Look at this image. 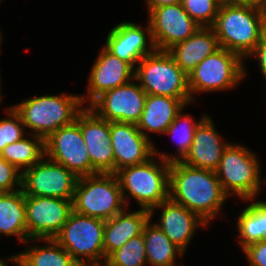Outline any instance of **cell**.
Instances as JSON below:
<instances>
[{"instance_id": "1", "label": "cell", "mask_w": 266, "mask_h": 266, "mask_svg": "<svg viewBox=\"0 0 266 266\" xmlns=\"http://www.w3.org/2000/svg\"><path fill=\"white\" fill-rule=\"evenodd\" d=\"M228 197L215 171L191 167L181 161L170 163L169 198L195 212L207 224L219 216Z\"/></svg>"}, {"instance_id": "2", "label": "cell", "mask_w": 266, "mask_h": 266, "mask_svg": "<svg viewBox=\"0 0 266 266\" xmlns=\"http://www.w3.org/2000/svg\"><path fill=\"white\" fill-rule=\"evenodd\" d=\"M211 28L220 47L246 60L266 33V18L255 5L222 3Z\"/></svg>"}, {"instance_id": "3", "label": "cell", "mask_w": 266, "mask_h": 266, "mask_svg": "<svg viewBox=\"0 0 266 266\" xmlns=\"http://www.w3.org/2000/svg\"><path fill=\"white\" fill-rule=\"evenodd\" d=\"M85 106L80 94L69 95L61 92L59 96L46 94L23 99V102L12 107L29 129L27 132L45 140L59 128L72 124Z\"/></svg>"}, {"instance_id": "4", "label": "cell", "mask_w": 266, "mask_h": 266, "mask_svg": "<svg viewBox=\"0 0 266 266\" xmlns=\"http://www.w3.org/2000/svg\"><path fill=\"white\" fill-rule=\"evenodd\" d=\"M155 157L145 163L122 168L116 173L127 207L131 197L141 209L149 211L169 198L170 162L157 156L158 162Z\"/></svg>"}, {"instance_id": "5", "label": "cell", "mask_w": 266, "mask_h": 266, "mask_svg": "<svg viewBox=\"0 0 266 266\" xmlns=\"http://www.w3.org/2000/svg\"><path fill=\"white\" fill-rule=\"evenodd\" d=\"M72 207L79 214L104 221L122 212L126 205L117 175L97 173L78 177Z\"/></svg>"}, {"instance_id": "6", "label": "cell", "mask_w": 266, "mask_h": 266, "mask_svg": "<svg viewBox=\"0 0 266 266\" xmlns=\"http://www.w3.org/2000/svg\"><path fill=\"white\" fill-rule=\"evenodd\" d=\"M249 148L229 143L225 148L216 175L224 192L241 200L256 198L262 189L261 163ZM263 181V182H262Z\"/></svg>"}, {"instance_id": "7", "label": "cell", "mask_w": 266, "mask_h": 266, "mask_svg": "<svg viewBox=\"0 0 266 266\" xmlns=\"http://www.w3.org/2000/svg\"><path fill=\"white\" fill-rule=\"evenodd\" d=\"M135 79L147 94L192 100L188 75L167 51L144 56L135 68Z\"/></svg>"}, {"instance_id": "8", "label": "cell", "mask_w": 266, "mask_h": 266, "mask_svg": "<svg viewBox=\"0 0 266 266\" xmlns=\"http://www.w3.org/2000/svg\"><path fill=\"white\" fill-rule=\"evenodd\" d=\"M244 62L238 54L223 47L207 56L188 74L192 102L198 92H220L239 85L246 76Z\"/></svg>"}, {"instance_id": "9", "label": "cell", "mask_w": 266, "mask_h": 266, "mask_svg": "<svg viewBox=\"0 0 266 266\" xmlns=\"http://www.w3.org/2000/svg\"><path fill=\"white\" fill-rule=\"evenodd\" d=\"M104 227V220L72 210L67 222L54 239L80 266L101 263L102 259V262H105Z\"/></svg>"}, {"instance_id": "10", "label": "cell", "mask_w": 266, "mask_h": 266, "mask_svg": "<svg viewBox=\"0 0 266 266\" xmlns=\"http://www.w3.org/2000/svg\"><path fill=\"white\" fill-rule=\"evenodd\" d=\"M77 180L72 171L44 156L22 172L21 189L25 196L73 199Z\"/></svg>"}, {"instance_id": "11", "label": "cell", "mask_w": 266, "mask_h": 266, "mask_svg": "<svg viewBox=\"0 0 266 266\" xmlns=\"http://www.w3.org/2000/svg\"><path fill=\"white\" fill-rule=\"evenodd\" d=\"M45 156L77 177L92 175V164L80 130V112L72 124L59 128L45 139Z\"/></svg>"}, {"instance_id": "12", "label": "cell", "mask_w": 266, "mask_h": 266, "mask_svg": "<svg viewBox=\"0 0 266 266\" xmlns=\"http://www.w3.org/2000/svg\"><path fill=\"white\" fill-rule=\"evenodd\" d=\"M73 199L25 196V217L29 239L54 238L73 210Z\"/></svg>"}, {"instance_id": "13", "label": "cell", "mask_w": 266, "mask_h": 266, "mask_svg": "<svg viewBox=\"0 0 266 266\" xmlns=\"http://www.w3.org/2000/svg\"><path fill=\"white\" fill-rule=\"evenodd\" d=\"M132 79L98 96L88 107L109 122L135 123L144 109L147 93Z\"/></svg>"}, {"instance_id": "14", "label": "cell", "mask_w": 266, "mask_h": 266, "mask_svg": "<svg viewBox=\"0 0 266 266\" xmlns=\"http://www.w3.org/2000/svg\"><path fill=\"white\" fill-rule=\"evenodd\" d=\"M156 50L167 51L192 36L201 26L184 10L182 3L163 5L148 13Z\"/></svg>"}, {"instance_id": "15", "label": "cell", "mask_w": 266, "mask_h": 266, "mask_svg": "<svg viewBox=\"0 0 266 266\" xmlns=\"http://www.w3.org/2000/svg\"><path fill=\"white\" fill-rule=\"evenodd\" d=\"M80 130L92 164V175L114 173V150L111 146L110 122L85 106L80 111Z\"/></svg>"}, {"instance_id": "16", "label": "cell", "mask_w": 266, "mask_h": 266, "mask_svg": "<svg viewBox=\"0 0 266 266\" xmlns=\"http://www.w3.org/2000/svg\"><path fill=\"white\" fill-rule=\"evenodd\" d=\"M110 135L115 174L122 168L145 163L155 155L154 142L135 123L110 122Z\"/></svg>"}, {"instance_id": "17", "label": "cell", "mask_w": 266, "mask_h": 266, "mask_svg": "<svg viewBox=\"0 0 266 266\" xmlns=\"http://www.w3.org/2000/svg\"><path fill=\"white\" fill-rule=\"evenodd\" d=\"M87 93L82 103L90 105L102 93L124 85L135 78V68L116 57L105 46L101 48L88 75Z\"/></svg>"}, {"instance_id": "18", "label": "cell", "mask_w": 266, "mask_h": 266, "mask_svg": "<svg viewBox=\"0 0 266 266\" xmlns=\"http://www.w3.org/2000/svg\"><path fill=\"white\" fill-rule=\"evenodd\" d=\"M104 46L116 57L130 63L134 68L144 56L150 55L156 50L149 21L145 29L132 21L115 25L109 30Z\"/></svg>"}, {"instance_id": "19", "label": "cell", "mask_w": 266, "mask_h": 266, "mask_svg": "<svg viewBox=\"0 0 266 266\" xmlns=\"http://www.w3.org/2000/svg\"><path fill=\"white\" fill-rule=\"evenodd\" d=\"M161 208V216L155 224L165 233L172 243L186 252L189 243L199 227L209 226L195 212L185 206L175 203L170 198L161 202L150 210V219L154 216V210Z\"/></svg>"}, {"instance_id": "20", "label": "cell", "mask_w": 266, "mask_h": 266, "mask_svg": "<svg viewBox=\"0 0 266 266\" xmlns=\"http://www.w3.org/2000/svg\"><path fill=\"white\" fill-rule=\"evenodd\" d=\"M222 139L214 121L207 115L197 126L190 150L181 162L191 167L215 171L229 144Z\"/></svg>"}, {"instance_id": "21", "label": "cell", "mask_w": 266, "mask_h": 266, "mask_svg": "<svg viewBox=\"0 0 266 266\" xmlns=\"http://www.w3.org/2000/svg\"><path fill=\"white\" fill-rule=\"evenodd\" d=\"M191 103L192 100L147 94L142 115L136 125L146 138L150 139L148 132L164 135L177 115Z\"/></svg>"}, {"instance_id": "22", "label": "cell", "mask_w": 266, "mask_h": 266, "mask_svg": "<svg viewBox=\"0 0 266 266\" xmlns=\"http://www.w3.org/2000/svg\"><path fill=\"white\" fill-rule=\"evenodd\" d=\"M126 210L127 208L105 221L103 235L105 262L129 239L142 234L145 224L150 219L149 210L140 209L129 213Z\"/></svg>"}, {"instance_id": "23", "label": "cell", "mask_w": 266, "mask_h": 266, "mask_svg": "<svg viewBox=\"0 0 266 266\" xmlns=\"http://www.w3.org/2000/svg\"><path fill=\"white\" fill-rule=\"evenodd\" d=\"M220 48L211 27H200L192 36L174 44L167 52L188 75L207 56Z\"/></svg>"}, {"instance_id": "24", "label": "cell", "mask_w": 266, "mask_h": 266, "mask_svg": "<svg viewBox=\"0 0 266 266\" xmlns=\"http://www.w3.org/2000/svg\"><path fill=\"white\" fill-rule=\"evenodd\" d=\"M15 236L18 241L27 242L25 194L22 189L0 193V237Z\"/></svg>"}, {"instance_id": "25", "label": "cell", "mask_w": 266, "mask_h": 266, "mask_svg": "<svg viewBox=\"0 0 266 266\" xmlns=\"http://www.w3.org/2000/svg\"><path fill=\"white\" fill-rule=\"evenodd\" d=\"M149 219L143 229L146 259L149 266H176L184 251L172 243L165 233ZM178 255V256H177Z\"/></svg>"}, {"instance_id": "26", "label": "cell", "mask_w": 266, "mask_h": 266, "mask_svg": "<svg viewBox=\"0 0 266 266\" xmlns=\"http://www.w3.org/2000/svg\"><path fill=\"white\" fill-rule=\"evenodd\" d=\"M255 198L243 200L248 205L241 210L237 219V231L240 239L237 240L242 250L250 244L266 240V201Z\"/></svg>"}, {"instance_id": "27", "label": "cell", "mask_w": 266, "mask_h": 266, "mask_svg": "<svg viewBox=\"0 0 266 266\" xmlns=\"http://www.w3.org/2000/svg\"><path fill=\"white\" fill-rule=\"evenodd\" d=\"M44 242V245L28 246L18 256L29 266H80L74 258L54 239H29L28 242Z\"/></svg>"}, {"instance_id": "28", "label": "cell", "mask_w": 266, "mask_h": 266, "mask_svg": "<svg viewBox=\"0 0 266 266\" xmlns=\"http://www.w3.org/2000/svg\"><path fill=\"white\" fill-rule=\"evenodd\" d=\"M21 140L7 145L0 153V156L8 163L14 165L23 172L37 164L45 156V140L30 134Z\"/></svg>"}, {"instance_id": "29", "label": "cell", "mask_w": 266, "mask_h": 266, "mask_svg": "<svg viewBox=\"0 0 266 266\" xmlns=\"http://www.w3.org/2000/svg\"><path fill=\"white\" fill-rule=\"evenodd\" d=\"M183 110L177 115L175 120L171 123L168 129L165 131L164 135H171L173 139L176 138L177 143V154H165L164 152H158L155 148V155L167 162L181 161L185 155L189 152L191 143L193 141L194 132L199 125V123L207 116L204 114L201 115V118L198 121L188 114H182Z\"/></svg>"}, {"instance_id": "30", "label": "cell", "mask_w": 266, "mask_h": 266, "mask_svg": "<svg viewBox=\"0 0 266 266\" xmlns=\"http://www.w3.org/2000/svg\"><path fill=\"white\" fill-rule=\"evenodd\" d=\"M143 233L129 239L121 248L114 251L106 262L110 266H147Z\"/></svg>"}, {"instance_id": "31", "label": "cell", "mask_w": 266, "mask_h": 266, "mask_svg": "<svg viewBox=\"0 0 266 266\" xmlns=\"http://www.w3.org/2000/svg\"><path fill=\"white\" fill-rule=\"evenodd\" d=\"M189 16L201 27H211L217 17L221 2L218 0H182Z\"/></svg>"}, {"instance_id": "32", "label": "cell", "mask_w": 266, "mask_h": 266, "mask_svg": "<svg viewBox=\"0 0 266 266\" xmlns=\"http://www.w3.org/2000/svg\"><path fill=\"white\" fill-rule=\"evenodd\" d=\"M5 112L8 117L0 119V153L7 145L24 138L26 133V128L14 108H6Z\"/></svg>"}, {"instance_id": "33", "label": "cell", "mask_w": 266, "mask_h": 266, "mask_svg": "<svg viewBox=\"0 0 266 266\" xmlns=\"http://www.w3.org/2000/svg\"><path fill=\"white\" fill-rule=\"evenodd\" d=\"M21 178L22 172L0 156V193L21 189Z\"/></svg>"}, {"instance_id": "34", "label": "cell", "mask_w": 266, "mask_h": 266, "mask_svg": "<svg viewBox=\"0 0 266 266\" xmlns=\"http://www.w3.org/2000/svg\"><path fill=\"white\" fill-rule=\"evenodd\" d=\"M243 252L250 266H266V240L250 244Z\"/></svg>"}, {"instance_id": "35", "label": "cell", "mask_w": 266, "mask_h": 266, "mask_svg": "<svg viewBox=\"0 0 266 266\" xmlns=\"http://www.w3.org/2000/svg\"><path fill=\"white\" fill-rule=\"evenodd\" d=\"M256 58L261 74L266 79V33L262 36L260 42L256 45L254 51L248 56V58Z\"/></svg>"}, {"instance_id": "36", "label": "cell", "mask_w": 266, "mask_h": 266, "mask_svg": "<svg viewBox=\"0 0 266 266\" xmlns=\"http://www.w3.org/2000/svg\"><path fill=\"white\" fill-rule=\"evenodd\" d=\"M148 13L153 9L163 5H170V4H179L182 0H145Z\"/></svg>"}, {"instance_id": "37", "label": "cell", "mask_w": 266, "mask_h": 266, "mask_svg": "<svg viewBox=\"0 0 266 266\" xmlns=\"http://www.w3.org/2000/svg\"><path fill=\"white\" fill-rule=\"evenodd\" d=\"M261 0H233V3L238 4H250L258 6L260 4Z\"/></svg>"}, {"instance_id": "38", "label": "cell", "mask_w": 266, "mask_h": 266, "mask_svg": "<svg viewBox=\"0 0 266 266\" xmlns=\"http://www.w3.org/2000/svg\"><path fill=\"white\" fill-rule=\"evenodd\" d=\"M17 256H18V254H16V255L14 254V255L10 256L9 258L7 257L5 260L4 259H0V266H8L10 264L8 261H11V263H13L14 259Z\"/></svg>"}, {"instance_id": "39", "label": "cell", "mask_w": 266, "mask_h": 266, "mask_svg": "<svg viewBox=\"0 0 266 266\" xmlns=\"http://www.w3.org/2000/svg\"><path fill=\"white\" fill-rule=\"evenodd\" d=\"M257 8L262 13V15L266 18V0H261Z\"/></svg>"}, {"instance_id": "40", "label": "cell", "mask_w": 266, "mask_h": 266, "mask_svg": "<svg viewBox=\"0 0 266 266\" xmlns=\"http://www.w3.org/2000/svg\"><path fill=\"white\" fill-rule=\"evenodd\" d=\"M14 264H17V266H29L27 263H25L19 256H17L14 261Z\"/></svg>"}, {"instance_id": "41", "label": "cell", "mask_w": 266, "mask_h": 266, "mask_svg": "<svg viewBox=\"0 0 266 266\" xmlns=\"http://www.w3.org/2000/svg\"><path fill=\"white\" fill-rule=\"evenodd\" d=\"M85 266H110V265L107 262H101V263L88 264Z\"/></svg>"}, {"instance_id": "42", "label": "cell", "mask_w": 266, "mask_h": 266, "mask_svg": "<svg viewBox=\"0 0 266 266\" xmlns=\"http://www.w3.org/2000/svg\"><path fill=\"white\" fill-rule=\"evenodd\" d=\"M221 3H233V0H218Z\"/></svg>"}, {"instance_id": "43", "label": "cell", "mask_w": 266, "mask_h": 266, "mask_svg": "<svg viewBox=\"0 0 266 266\" xmlns=\"http://www.w3.org/2000/svg\"><path fill=\"white\" fill-rule=\"evenodd\" d=\"M1 81H2V80H1V76H0V89H1ZM1 100H2V94H1V90H0V104H1V102H2Z\"/></svg>"}, {"instance_id": "44", "label": "cell", "mask_w": 266, "mask_h": 266, "mask_svg": "<svg viewBox=\"0 0 266 266\" xmlns=\"http://www.w3.org/2000/svg\"><path fill=\"white\" fill-rule=\"evenodd\" d=\"M1 41H2V34H1V31H0V46L2 45V42ZM0 50H1V48H0Z\"/></svg>"}]
</instances>
